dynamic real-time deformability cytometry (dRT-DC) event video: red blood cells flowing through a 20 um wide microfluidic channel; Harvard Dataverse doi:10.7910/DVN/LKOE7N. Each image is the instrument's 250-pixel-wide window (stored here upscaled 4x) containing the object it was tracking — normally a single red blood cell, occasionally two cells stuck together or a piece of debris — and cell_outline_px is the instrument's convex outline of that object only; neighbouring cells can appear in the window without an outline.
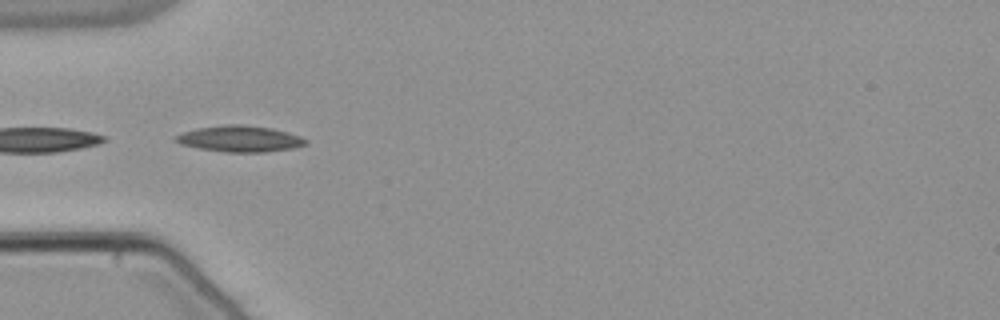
{"species": "common noctule bat (a hibernating species)", "species_latin": "Nyctalus noctula", "temperature_condition": "warm", "stored_images_in_passage": 11, "camera_frame_rate_fps": 3000, "um_per_image_px": 0.085, "animal": {"sex": "male", "body_mass_g": 21.5, "forearm_length_mm": 52.0}, "frame": {"image": 1, "passage_image": 4, "time_ms": 1.0, "image_size_px": [1000, 320], "cell_outline_px": [[308, 144], [292, 148], [264, 152], [224, 152], [200, 148], [180, 144], [172, 140], [176, 136], [184, 132], [196, 128], [228, 124], [240, 124], [272, 128], [288, 132], [300, 136], [308, 140]], "centroid_in_image_um": [20.4, 11.79], "position_along_channel_um": 64.6, "area_um2": 19.83}}